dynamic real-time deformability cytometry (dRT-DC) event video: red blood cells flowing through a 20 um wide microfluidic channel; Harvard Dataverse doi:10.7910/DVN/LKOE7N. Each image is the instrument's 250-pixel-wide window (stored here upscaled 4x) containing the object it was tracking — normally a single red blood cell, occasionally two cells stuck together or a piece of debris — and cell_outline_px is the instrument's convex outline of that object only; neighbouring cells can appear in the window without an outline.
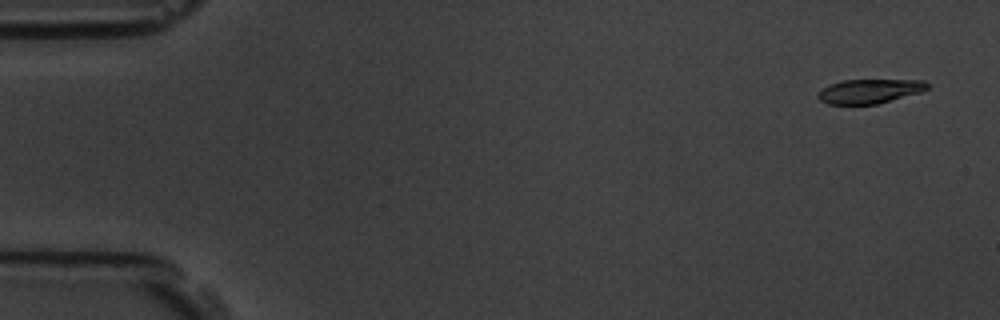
{"species": "common noctule bat (a hibernating species)", "species_latin": "Nyctalus noctula", "temperature_condition": "room temperature", "stored_images_in_passage": 3, "camera_frame_rate_fps": 3000, "um_per_image_px": 0.085, "animal": {"sex": "male", "body_mass_g": 19.5, "forearm_length_mm": 54.6}, "frame": {"image": 1, "passage_image": 1, "time_ms": 0.0, "image_size_px": [1000, 320], "cell_outline_px": [[928, 88], [920, 92], [876, 104], [828, 104], [820, 100], [816, 96], [824, 88], [832, 84], [844, 80], [924, 80], [928, 84]], "centroid_in_image_um": [73.92, 7.75], "position_along_channel_um": 11.1, "area_um2": 15.14}}